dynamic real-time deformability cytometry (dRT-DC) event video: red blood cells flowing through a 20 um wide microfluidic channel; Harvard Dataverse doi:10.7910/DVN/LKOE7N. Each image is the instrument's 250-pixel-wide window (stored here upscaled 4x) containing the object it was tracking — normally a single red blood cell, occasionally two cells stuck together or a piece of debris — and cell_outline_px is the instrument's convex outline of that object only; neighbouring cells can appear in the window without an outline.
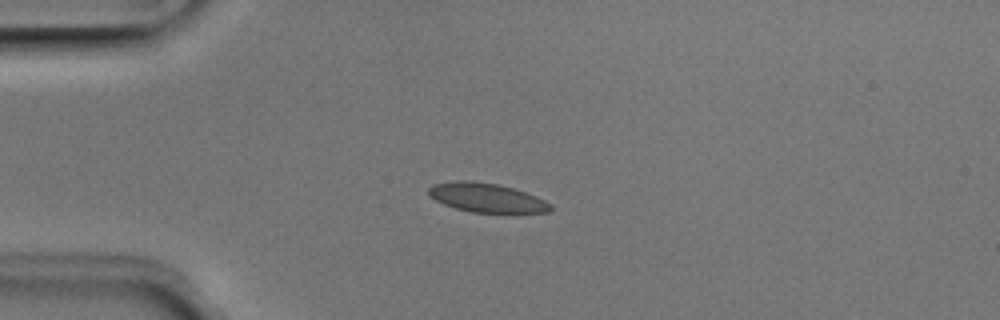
{"species": "Egyptian fruit bat (a non-hibernating species)", "species_latin": "Rousettus aegyptiacus", "temperature_condition": "room temperature", "stored_images_in_passage": 40, "camera_frame_rate_fps": 3000, "um_per_image_px": 0.085, "animal": {"sex": "male"}, "frame": {"image": 1, "passage_image": 1, "time_ms": 0.0, "image_size_px": [1000, 320], "cell_outline_px": [[552, 208], [548, 212], [472, 212], [456, 208], [444, 204], [428, 196], [428, 188], [432, 184], [452, 180], [468, 180], [496, 184], [512, 188], [536, 196], [552, 204]], "centroid_in_image_um": [41.31, 16.79], "position_along_channel_um": 43.7, "area_um2": 20.52}}
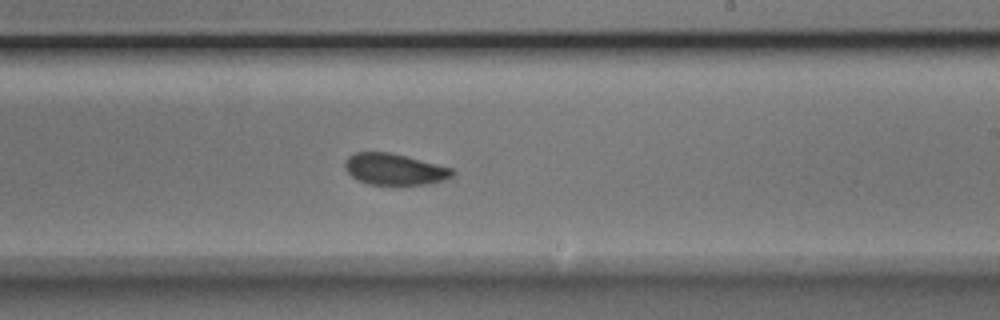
{"frame": {"image": 2, "passage_image": 19, "time_ms": 6.0, "image_size_px": [1000, 320], "cell_outline_px": [[456, 172], [452, 176], [444, 180], [424, 184], [368, 184], [356, 180], [344, 168], [344, 160], [348, 156], [356, 152], [388, 152], [452, 168]], "centroid_in_image_um": [33.48, 14.38], "position_along_channel_um": 255.5, "area_um2": 19.42}}
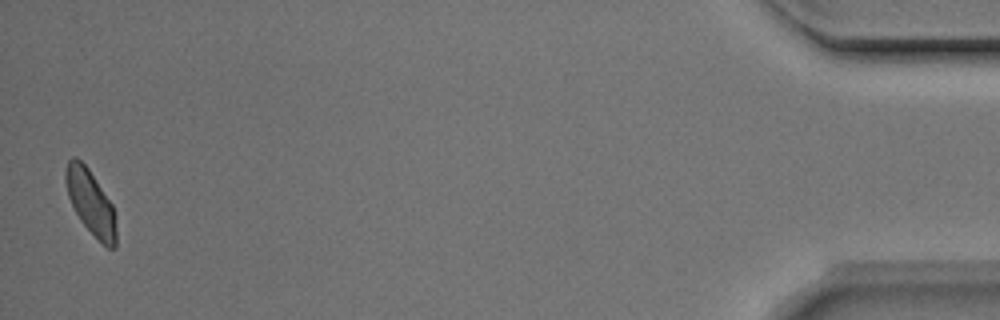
{"frame": {"image": 3, "passage_image": 39, "time_ms": 12.667, "image_size_px": [1000, 320], "cell_outline_px": [[116, 248], [108, 248], [80, 220], [68, 196], [64, 180], [64, 168], [68, 160], [72, 156], [76, 156], [88, 168], [112, 204], [116, 216]], "centroid_in_image_um": [7.69, 17.15], "position_along_channel_um": 427.5, "area_um2": 18.96}, "authors_computed_cell_mechanics": {"area_um2": 20.1722, "velocity_mm_per_s": 3.9246, "shape_relaxation_time_tau1_ms": 4.9514, "shape_relaxation_time_tau2_ms": 2.1814, "deformation_change_tau1": 0.1082, "deformation_change_tau2": 0.0393}}